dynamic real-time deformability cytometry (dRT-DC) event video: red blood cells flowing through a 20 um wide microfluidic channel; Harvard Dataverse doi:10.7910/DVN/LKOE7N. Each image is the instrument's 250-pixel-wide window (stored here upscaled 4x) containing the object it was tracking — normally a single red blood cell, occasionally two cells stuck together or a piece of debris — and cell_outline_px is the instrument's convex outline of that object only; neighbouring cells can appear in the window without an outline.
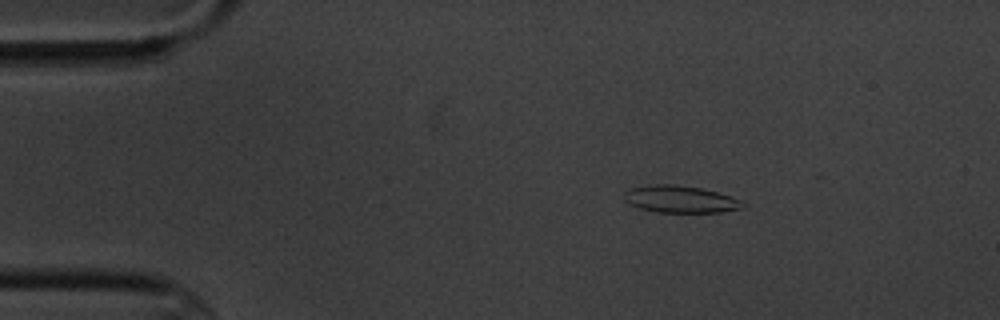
{"species": "common noctule bat (a hibernating species)", "species_latin": "Nyctalus noctula", "temperature_condition": "cold", "stored_images_in_passage": 5, "camera_frame_rate_fps": 3000, "um_per_image_px": 0.085, "animal": {"sex": "male", "body_mass_g": 20.1, "forearm_length_mm": 53.5}, "frame": {"image": 1, "passage_image": 2, "time_ms": 1.333, "image_size_px": [1000, 320], "cell_outline_px": [[748, 204], [744, 208], [720, 212], [656, 212], [640, 208], [628, 204], [624, 200], [624, 192], [628, 188], [652, 184], [676, 184], [700, 188], [732, 196]], "centroid_in_image_um": [57.82, 16.93], "position_along_channel_um": 27.2, "area_um2": 18.96}}